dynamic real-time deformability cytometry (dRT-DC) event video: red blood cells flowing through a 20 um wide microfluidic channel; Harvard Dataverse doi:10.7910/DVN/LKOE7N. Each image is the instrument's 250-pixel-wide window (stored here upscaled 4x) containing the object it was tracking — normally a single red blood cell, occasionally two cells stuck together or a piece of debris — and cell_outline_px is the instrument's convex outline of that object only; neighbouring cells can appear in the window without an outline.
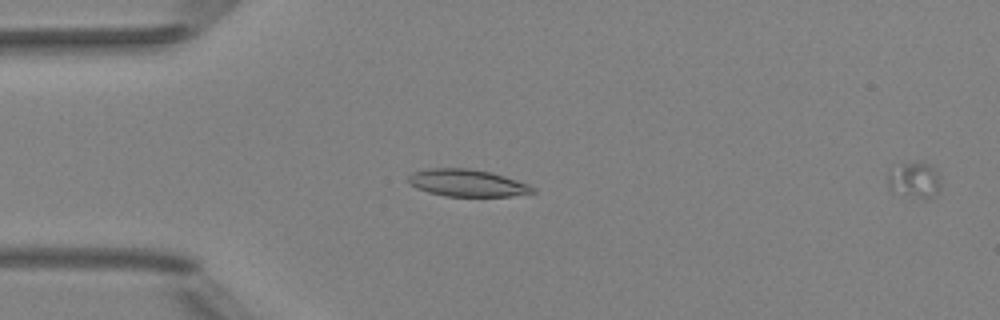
{"species": "Egyptian fruit bat (a non-hibernating species)", "species_latin": "Rousettus aegyptiacus", "temperature_condition": "room temperature", "stored_images_in_passage": 5, "segment_of_instrument_passage": [1, 2], "camera_frame_rate_fps": 3000, "um_per_image_px": 0.085, "animal": {"sex": "female"}, "frame": {"image": 1, "passage_image": 4, "time_ms": 1.0, "image_size_px": [1000, 320], "cell_outline_px": [[536, 192], [512, 196], [444, 196], [428, 192], [416, 188], [408, 184], [408, 176], [412, 172], [428, 168], [468, 168], [492, 172], [528, 184], [536, 188]], "centroid_in_image_um": [39.69, 15.55], "position_along_channel_um": 45.3, "area_um2": 19.83}}